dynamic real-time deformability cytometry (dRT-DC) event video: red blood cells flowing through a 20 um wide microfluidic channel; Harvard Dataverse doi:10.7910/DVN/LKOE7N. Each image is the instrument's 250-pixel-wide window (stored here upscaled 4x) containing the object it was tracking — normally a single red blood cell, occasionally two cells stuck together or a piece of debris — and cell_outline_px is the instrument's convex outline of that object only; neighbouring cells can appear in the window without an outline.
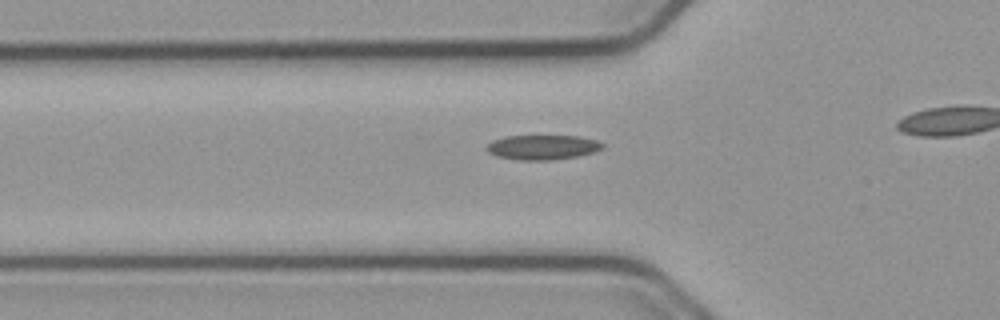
{"species": "common noctule bat (a hibernating species)", "species_latin": "Nyctalus noctula", "temperature_condition": "cold", "stored_images_in_passage": 36, "camera_frame_rate_fps": 3000, "um_per_image_px": 0.085, "animal": {"sex": "male", "body_mass_g": 23.1, "forearm_length_mm": 52.7}, "frame": {"image": 1, "passage_image": 11, "time_ms": 3.333, "image_size_px": [1000, 320], "cell_outline_px": [[604, 148], [580, 156], [552, 160], [516, 160], [496, 156], [488, 152], [484, 148], [492, 140], [508, 136], [580, 136], [596, 140], [604, 144]], "centroid_in_image_um": [46.11, 12.52], "position_along_channel_um": 79.7, "area_um2": 16.82}}
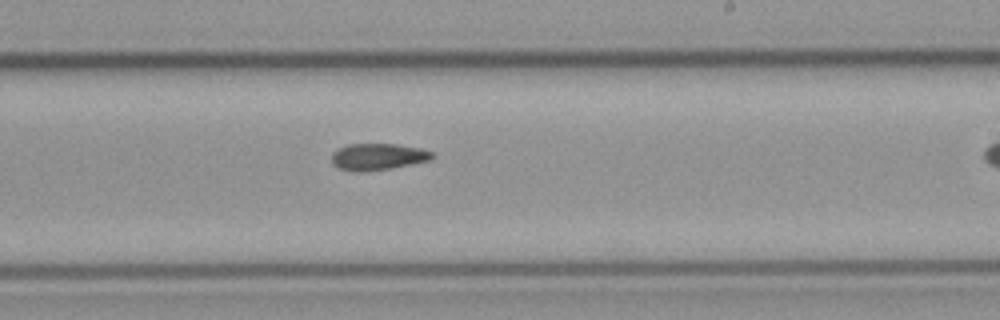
{"frame": {"image": 2, "passage_image": 25, "time_ms": 8.0, "image_size_px": [1000, 320], "cell_outline_px": [[436, 156], [432, 160], [392, 168], [360, 172], [352, 172], [340, 168], [332, 164], [332, 152], [348, 144], [396, 144], [420, 148], [432, 152]], "centroid_in_image_um": [32.14, 13.33], "position_along_channel_um": 256.9, "area_um2": 15.72}}
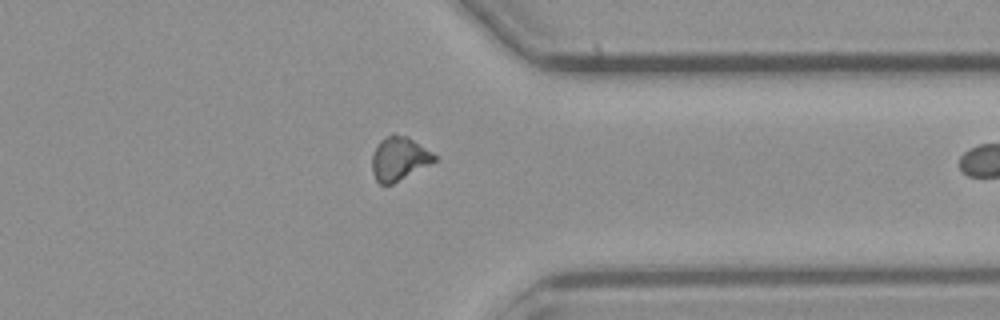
{"frame": {"image": 3, "passage_image": 35, "time_ms": 11.333, "image_size_px": [1000, 320], "cell_outline_px": [[436, 160], [392, 184], [380, 184], [376, 180], [372, 172], [372, 156], [380, 140], [392, 132], [408, 136], [432, 152], [436, 156]], "centroid_in_image_um": [33.9, 13.45], "position_along_channel_um": 377.5, "area_um2": 15.72}}